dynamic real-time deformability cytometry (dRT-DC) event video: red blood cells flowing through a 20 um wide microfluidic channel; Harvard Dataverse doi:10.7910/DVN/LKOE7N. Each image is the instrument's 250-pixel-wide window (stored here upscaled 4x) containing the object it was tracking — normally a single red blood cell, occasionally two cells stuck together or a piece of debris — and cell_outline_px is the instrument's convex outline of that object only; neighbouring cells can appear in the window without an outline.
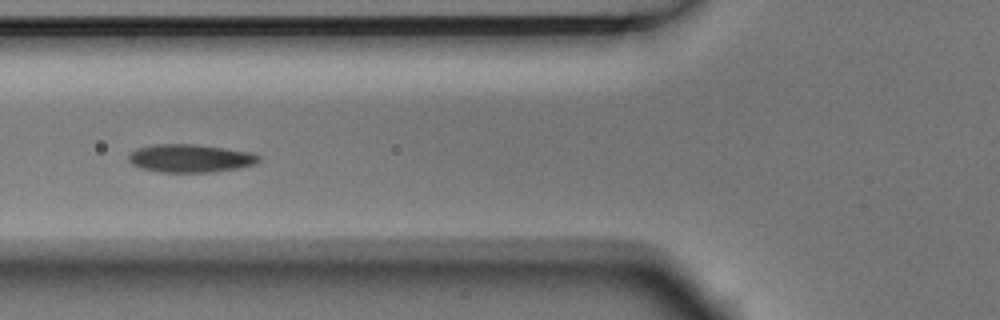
{"species": "Egyptian fruit bat (a non-hibernating species)", "species_latin": "Rousettus aegyptiacus", "temperature_condition": "room temperature", "stored_images_in_passage": 7, "camera_frame_rate_fps": 3000, "um_per_image_px": 0.085, "animal": {"sex": "male"}, "frame": {"image": 1, "passage_image": 5, "time_ms": 1.333, "image_size_px": [1000, 320], "cell_outline_px": [[260, 160], [256, 164], [236, 168], [212, 172], [160, 172], [140, 168], [132, 164], [128, 160], [128, 156], [136, 148], [156, 144], [196, 144], [252, 152], [260, 156]], "centroid_in_image_um": [16.17, 13.45], "position_along_channel_um": 109.6, "area_um2": 21.33}}
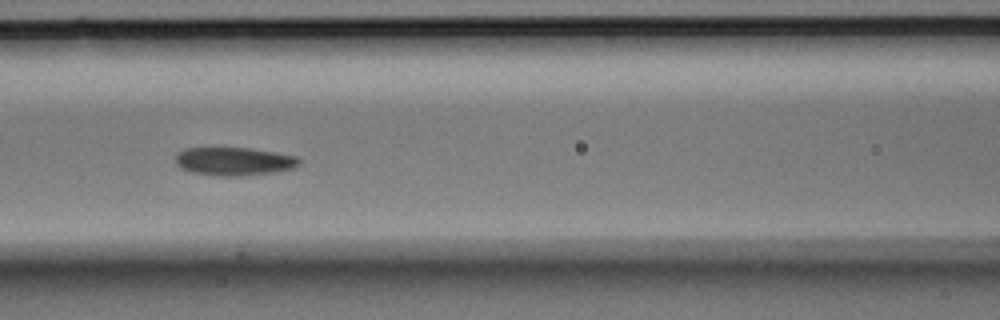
{"frame": {"image": 2, "passage_image": 6, "time_ms": 1.667, "image_size_px": [1000, 320], "cell_outline_px": [[300, 164], [296, 168], [276, 172], [240, 176], [216, 176], [192, 172], [180, 168], [176, 164], [176, 152], [184, 148], [252, 148], [276, 152], [296, 156], [300, 160]], "centroid_in_image_um": [19.9, 13.71], "position_along_channel_um": 146.7, "area_um2": 20.63}}
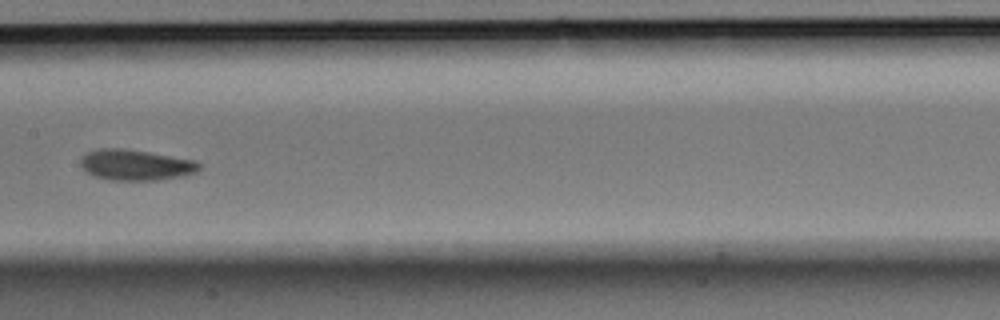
{"frame": {"image": 3, "passage_image": 7, "time_ms": 2.0, "image_size_px": [1000, 320], "cell_outline_px": [[200, 168], [196, 172], [184, 176], [156, 180], [112, 180], [96, 176], [88, 172], [80, 164], [80, 156], [88, 152], [100, 148], [124, 148], [196, 160], [200, 164]], "centroid_in_image_um": [11.55, 14.01], "position_along_channel_um": 195.9, "area_um2": 21.21}}